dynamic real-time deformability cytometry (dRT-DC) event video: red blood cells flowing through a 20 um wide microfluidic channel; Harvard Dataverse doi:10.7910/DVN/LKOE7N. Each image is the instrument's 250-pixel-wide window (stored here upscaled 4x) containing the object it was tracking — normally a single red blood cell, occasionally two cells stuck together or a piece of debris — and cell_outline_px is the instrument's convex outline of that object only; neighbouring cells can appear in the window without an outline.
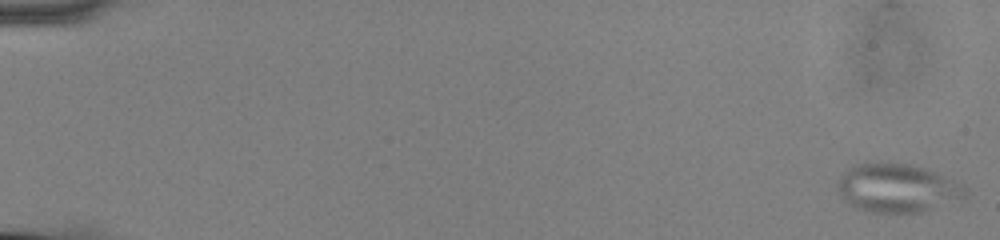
{"species": "common noctule bat (a hibernating species)", "species_latin": "Nyctalus noctula", "temperature_condition": "cold", "stored_images_in_passage": 46, "camera_frame_rate_fps": 3000, "um_per_image_px": 0.085, "animal": {"sex": "male", "body_mass_g": 13.0, "forearm_length_mm": 53.1}, "frame": {"image": 1, "passage_image": 1, "time_ms": 0.0, "image_size_px": [1000, 240], "cell_outline_px": [[968, 196], [920, 212], [872, 212], [856, 208], [844, 200], [836, 188], [836, 184], [840, 176], [852, 164], [908, 164], [932, 172], [952, 180], [968, 188]], "centroid_in_image_um": [76.21, 16.0], "position_along_channel_um": 8.8, "area_um2": 35.32}}
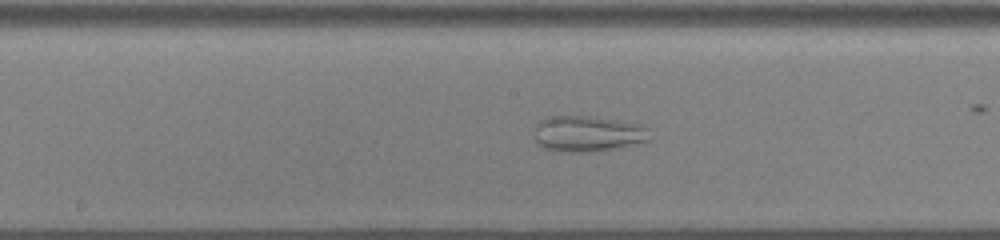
{"frame": {"image": 2, "passage_image": 31, "time_ms": 10.0, "image_size_px": [1000, 240], "cell_outline_px": [[652, 140], [616, 148], [580, 152], [560, 152], [544, 148], [532, 136], [532, 132], [536, 124], [540, 120], [548, 116], [588, 116], [620, 120], [644, 124]], "centroid_in_image_um": [49.94, 11.35], "position_along_channel_um": 198.3, "area_um2": 24.45}}
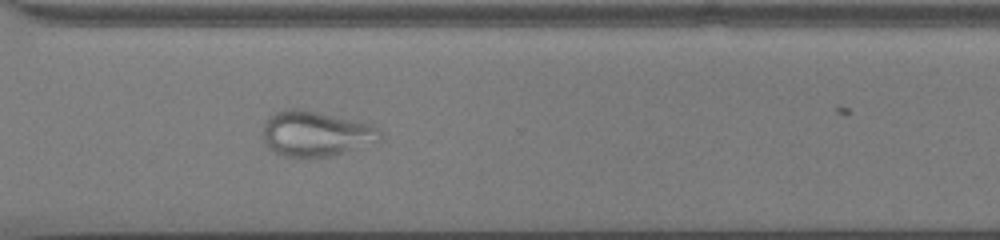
{"frame": {"image": 3, "passage_image": 43, "time_ms": 14.0, "image_size_px": [1000, 240], "cell_outline_px": [[380, 140], [360, 148], [336, 156], [308, 160], [284, 156], [268, 148], [264, 140], [264, 124], [268, 116], [284, 108], [300, 108], [320, 112], [372, 124], [380, 128]], "centroid_in_image_um": [26.85, 11.39], "position_along_channel_um": 343.8, "area_um2": 31.85}}